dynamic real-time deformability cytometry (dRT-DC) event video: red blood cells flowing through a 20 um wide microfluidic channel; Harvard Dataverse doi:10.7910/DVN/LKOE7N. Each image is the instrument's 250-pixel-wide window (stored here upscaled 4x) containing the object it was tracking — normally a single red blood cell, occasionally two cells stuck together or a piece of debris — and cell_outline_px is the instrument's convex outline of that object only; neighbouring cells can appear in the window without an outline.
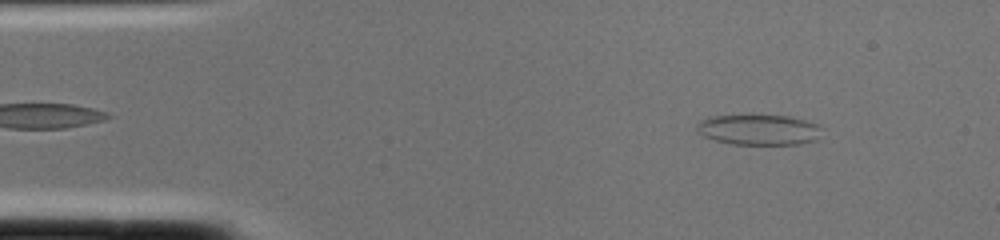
{"species": "common noctule bat (a hibernating species)", "species_latin": "Nyctalus noctula", "temperature_condition": "cold", "stored_images_in_passage": 2, "camera_frame_rate_fps": 3000, "um_per_image_px": 0.085, "animal": {"sex": "female", "body_mass_g": 22.0, "forearm_length_mm": 56.7}, "frame": {"image": 1, "passage_image": 2, "time_ms": 0.333, "image_size_px": [1000, 240], "cell_outline_px": [[820, 128], [816, 140], [800, 144], [732, 144], [716, 140], [704, 136], [696, 128], [696, 124], [700, 120], [708, 116], [788, 116], [820, 124]], "centroid_in_image_um": [64.48, 11.03], "position_along_channel_um": 20.5, "area_um2": 21.91}}